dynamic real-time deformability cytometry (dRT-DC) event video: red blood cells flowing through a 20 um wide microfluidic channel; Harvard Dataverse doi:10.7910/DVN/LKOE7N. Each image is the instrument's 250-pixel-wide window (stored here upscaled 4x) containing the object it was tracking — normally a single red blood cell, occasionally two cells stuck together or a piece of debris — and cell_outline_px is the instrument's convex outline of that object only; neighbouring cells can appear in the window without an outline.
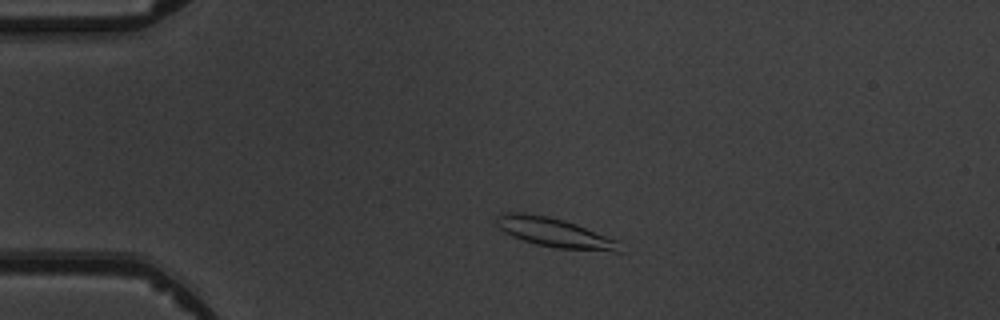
{"species": "common noctule bat (a hibernating species)", "species_latin": "Nyctalus noctula", "temperature_condition": "warm", "stored_images_in_passage": 3, "camera_frame_rate_fps": 3000, "um_per_image_px": 0.085, "animal": {"sex": "male", "body_mass_g": 19.5, "forearm_length_mm": 54.6}, "frame": {"image": 1, "passage_image": 2, "time_ms": 2.0, "image_size_px": [1000, 320], "cell_outline_px": [[620, 252], [616, 252], [556, 248], [536, 244], [512, 236], [504, 232], [496, 224], [496, 216], [504, 212], [524, 212], [548, 216], [564, 220], [576, 224], [620, 240]], "centroid_in_image_um": [47.16, 19.77], "position_along_channel_um": 37.8, "area_um2": 21.21}}